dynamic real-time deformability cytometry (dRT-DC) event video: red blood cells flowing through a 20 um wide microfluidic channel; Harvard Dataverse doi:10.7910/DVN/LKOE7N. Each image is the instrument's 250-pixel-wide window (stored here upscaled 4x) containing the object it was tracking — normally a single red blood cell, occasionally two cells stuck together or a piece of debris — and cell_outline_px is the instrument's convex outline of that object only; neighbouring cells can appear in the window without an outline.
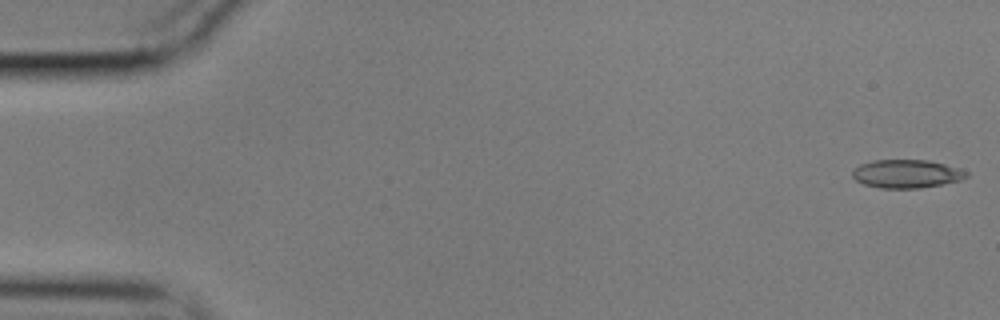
{"species": "common noctule bat (a hibernating species)", "species_latin": "Nyctalus noctula", "temperature_condition": "cold", "stored_images_in_passage": 56, "camera_frame_rate_fps": 3000, "um_per_image_px": 0.085, "animal": {"sex": "male", "body_mass_g": 17.9}, "frame": {"image": 1, "passage_image": 1, "time_ms": 0.0, "image_size_px": [1000, 320], "cell_outline_px": [[968, 176], [960, 180], [920, 188], [880, 188], [864, 184], [856, 180], [852, 176], [852, 172], [860, 164], [872, 160], [928, 160], [944, 164], [968, 172]], "centroid_in_image_um": [77.03, 14.77], "position_along_channel_um": 8.0, "area_um2": 18.61}}
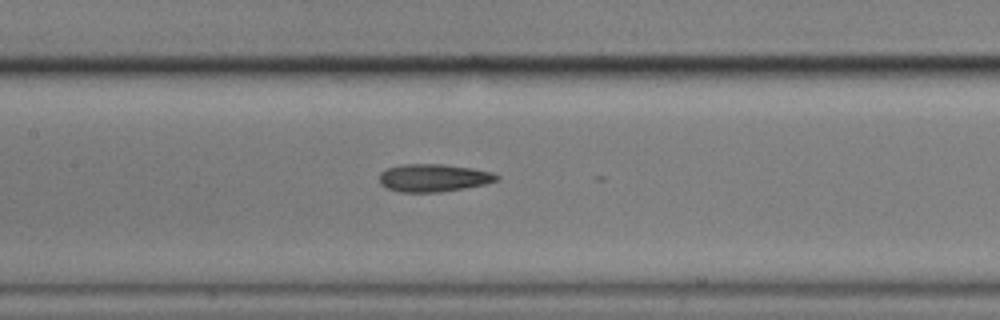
{"frame": {"image": 2, "passage_image": 26, "time_ms": 8.333, "image_size_px": [1000, 320], "cell_outline_px": [[500, 180], [484, 184], [464, 188], [440, 192], [400, 192], [388, 188], [380, 184], [380, 172], [388, 168], [400, 164], [444, 164], [472, 168], [492, 172], [500, 176]], "centroid_in_image_um": [36.86, 15.11], "position_along_channel_um": 170.5, "area_um2": 19.02}}
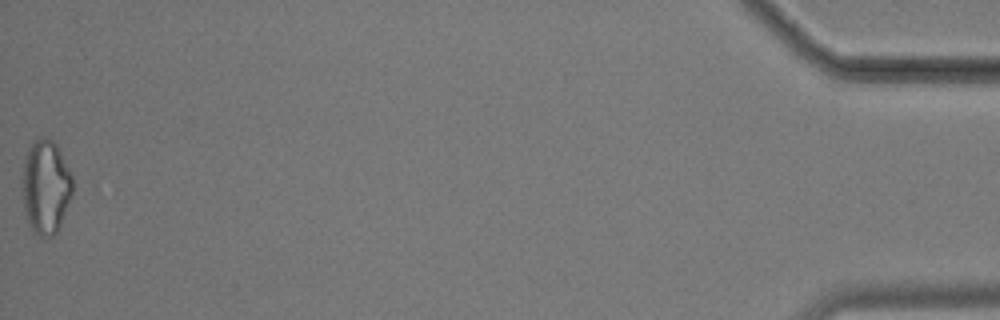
{"frame": {"image": 3, "passage_image": 56, "time_ms": 18.333, "image_size_px": [1000, 320], "cell_outline_px": [[72, 196], [60, 224], [56, 232], [52, 236], [40, 236], [28, 224], [24, 212], [24, 160], [28, 148], [36, 136], [40, 136], [52, 140], [56, 144], [72, 176]], "centroid_in_image_um": [3.9, 15.86], "position_along_channel_um": 431.3, "area_um2": 27.11}, "authors_computed_cell_mechanics": {"area_um2": 19.4208, "velocity_mm_per_s": 3.5623, "shape_relaxation_time_tau1_ms": 3.8829, "shape_relaxation_time_tau2_ms": 4.7152, "deformation_change_tau1": 0.1267, "deformation_change_tau2": 0.1559}}